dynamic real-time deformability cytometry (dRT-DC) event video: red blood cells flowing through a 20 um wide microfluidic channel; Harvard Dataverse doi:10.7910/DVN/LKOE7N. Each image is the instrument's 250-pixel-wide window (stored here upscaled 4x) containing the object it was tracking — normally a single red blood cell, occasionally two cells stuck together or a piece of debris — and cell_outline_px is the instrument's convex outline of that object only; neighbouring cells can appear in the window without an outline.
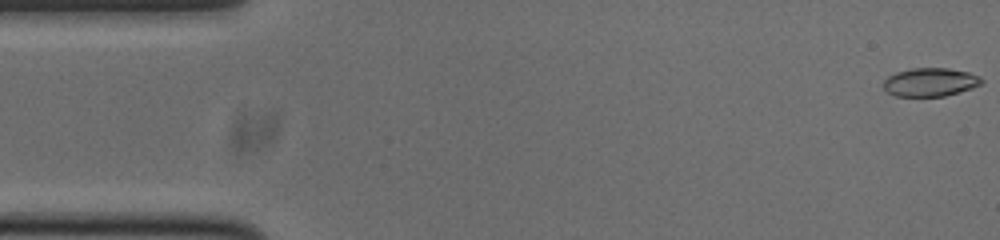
{"species": "common noctule bat (a hibernating species)", "species_latin": "Nyctalus noctula", "temperature_condition": "cold", "stored_images_in_passage": 53, "camera_frame_rate_fps": 3000, "um_per_image_px": 0.085, "animal": {"sex": "male", "body_mass_g": 20.0, "forearm_length_mm": 53.3}, "frame": {"image": 1, "passage_image": 1, "time_ms": 0.0, "image_size_px": [1000, 240], "cell_outline_px": [[984, 80], [980, 84], [972, 88], [944, 96], [896, 96], [888, 92], [884, 88], [884, 80], [888, 76], [896, 72], [912, 68], [948, 68], [968, 72], [980, 76]], "centroid_in_image_um": [79.07, 6.97], "position_along_channel_um": 5.9, "area_um2": 16.18}}
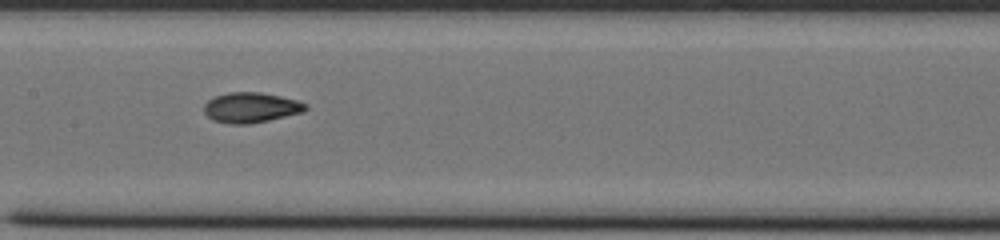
{"frame": {"image": 2, "passage_image": 25, "time_ms": 8.0, "image_size_px": [1000, 240], "cell_outline_px": [[308, 108], [304, 112], [268, 120], [248, 124], [228, 124], [212, 120], [204, 112], [204, 104], [208, 100], [216, 96], [228, 92], [260, 92], [280, 96], [296, 100], [308, 104]], "centroid_in_image_um": [21.33, 9.14], "position_along_channel_um": 186.1, "area_um2": 17.92}}
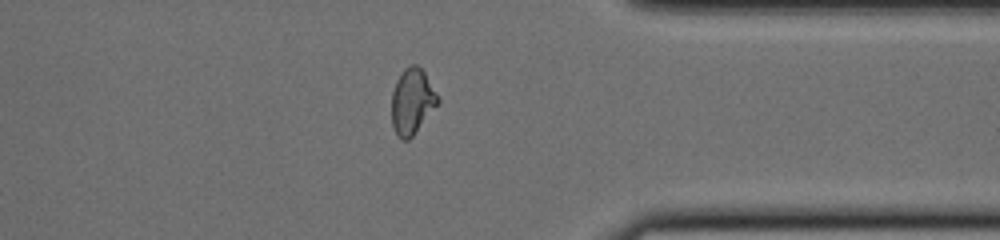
{"frame": {"image": 3, "passage_image": 41, "time_ms": 13.333, "image_size_px": [1000, 240], "cell_outline_px": [[440, 100], [412, 136], [408, 140], [400, 140], [392, 124], [392, 92], [396, 80], [400, 72], [408, 64], [416, 64], [424, 72], [436, 92]], "centroid_in_image_um": [35.0, 8.58], "position_along_channel_um": 376.4, "area_um2": 17.46}, "authors_computed_cell_mechanics": {"area_um2": 17.4556, "velocity_mm_per_s": 3.786, "shape_relaxation_time_tau1_ms": null, "shape_relaxation_time_tau2_ms": 2.2284, "deformation_change_tau1": null, "deformation_change_tau2": 0.0704}}